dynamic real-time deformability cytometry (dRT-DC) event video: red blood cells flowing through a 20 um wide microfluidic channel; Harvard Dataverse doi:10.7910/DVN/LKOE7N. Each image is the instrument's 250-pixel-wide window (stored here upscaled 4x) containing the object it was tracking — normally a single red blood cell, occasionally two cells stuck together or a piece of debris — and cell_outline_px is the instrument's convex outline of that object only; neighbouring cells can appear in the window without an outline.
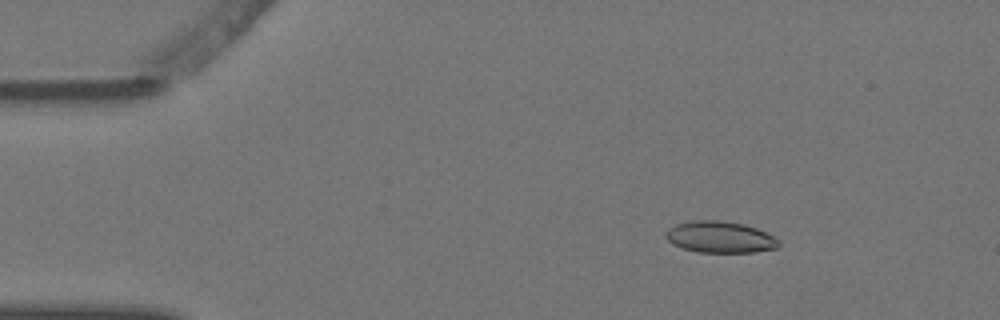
{"species": "Egyptian fruit bat (a non-hibernating species)", "species_latin": "Rousettus aegyptiacus", "temperature_condition": "warm", "stored_images_in_passage": 4, "camera_frame_rate_fps": 3000, "um_per_image_px": 0.085, "animal": {"sex": "female"}, "frame": {"image": 1, "passage_image": 2, "time_ms": 0.333, "image_size_px": [1000, 320], "cell_outline_px": [[780, 244], [776, 248], [752, 252], [696, 252], [672, 244], [664, 236], [668, 228], [676, 224], [692, 220], [720, 220], [744, 224], [756, 228], [780, 240]], "centroid_in_image_um": [61.17, 20.14], "position_along_channel_um": 23.8, "area_um2": 20.69}}